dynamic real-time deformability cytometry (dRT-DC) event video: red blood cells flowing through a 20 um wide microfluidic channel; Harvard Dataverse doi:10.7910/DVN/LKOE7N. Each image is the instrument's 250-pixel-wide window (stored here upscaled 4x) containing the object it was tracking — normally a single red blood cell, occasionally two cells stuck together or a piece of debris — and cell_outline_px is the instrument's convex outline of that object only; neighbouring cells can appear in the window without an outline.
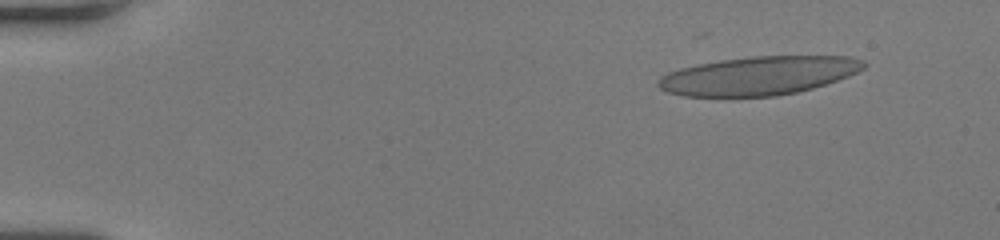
{"species": "human", "species_latin": "Homo sapiens", "temperature_condition": "room temperature", "stored_images_in_passage": 51, "camera_frame_rate_fps": 3000, "um_per_image_px": 0.085, "donor": {"sex": "female"}, "frame": {"image": 1, "passage_image": 4, "time_ms": 1.0, "image_size_px": [1000, 240], "cell_outline_px": [[868, 64], [864, 68], [848, 76], [812, 88], [796, 92], [776, 96], [684, 96], [668, 92], [660, 88], [656, 84], [656, 80], [660, 76], [668, 72], [680, 68], [696, 64], [720, 60], [752, 56], [848, 56], [864, 60]], "centroid_in_image_um": [64.46, 6.42], "position_along_channel_um": 20.5, "area_um2": 46.18}}
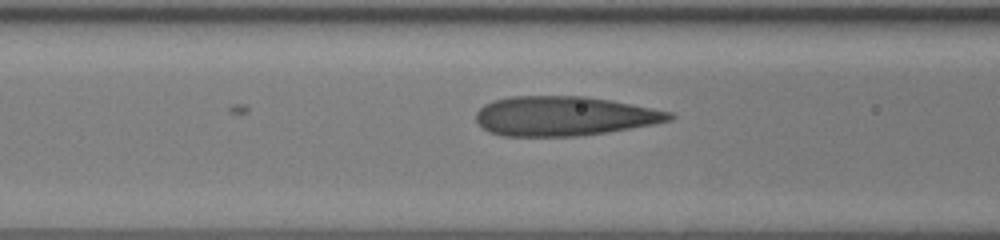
{"frame": {"image": 2, "passage_image": 22, "time_ms": 7.0, "image_size_px": [1000, 240], "cell_outline_px": [[676, 116], [672, 120], [652, 124], [608, 132], [580, 136], [504, 136], [488, 132], [476, 120], [476, 112], [484, 104], [492, 100], [508, 96], [584, 96], [612, 100], [672, 112]], "centroid_in_image_um": [47.94, 9.86], "position_along_channel_um": 118.7, "area_um2": 44.68}}
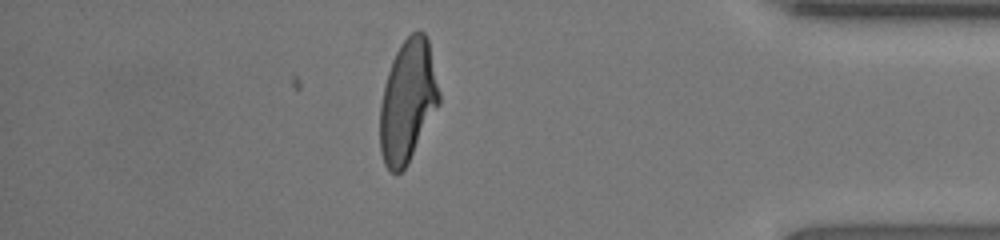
{"frame": {"image": 3, "passage_image": 45, "time_ms": 14.667, "image_size_px": [1000, 240], "cell_outline_px": [[440, 104], [408, 164], [396, 176], [384, 164], [380, 152], [380, 104], [384, 84], [392, 60], [400, 44], [412, 32], [424, 32], [428, 40], [440, 92]], "centroid_in_image_um": [34.65, 8.63], "position_along_channel_um": 400.5, "area_um2": 42.31}, "authors_computed_cell_mechanics": {"area_um2": 44.506, "velocity_mm_per_s": 4.0805, "shape_relaxation_time_tau1_ms": 7.714, "shape_relaxation_time_tau2_ms": 0.8114, "deformation_change_tau1": 0.2734, "deformation_change_tau2": 0.0985}}